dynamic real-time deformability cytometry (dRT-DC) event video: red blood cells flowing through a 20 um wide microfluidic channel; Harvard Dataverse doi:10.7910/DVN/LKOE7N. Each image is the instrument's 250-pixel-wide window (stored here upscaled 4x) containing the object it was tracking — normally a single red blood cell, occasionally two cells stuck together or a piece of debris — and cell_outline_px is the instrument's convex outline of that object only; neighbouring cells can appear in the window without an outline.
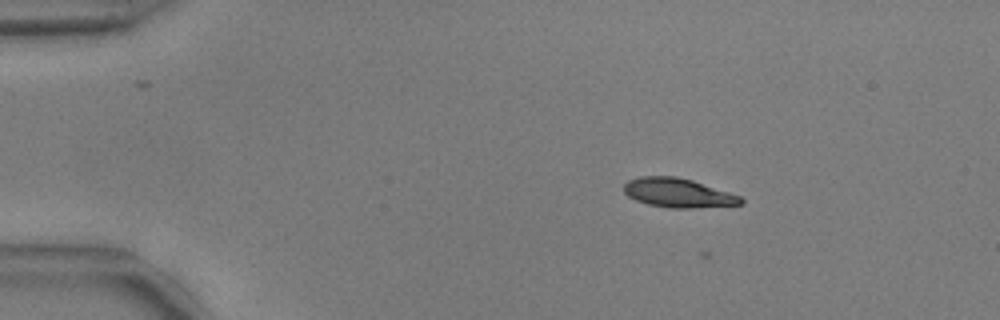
{"species": "common noctule bat (a hibernating species)", "species_latin": "Nyctalus noctula", "temperature_condition": "warm", "stored_images_in_passage": 8, "camera_frame_rate_fps": 3000, "um_per_image_px": 0.085, "animal": {"sex": "male", "body_mass_g": 17.9, "forearm_length_mm": 54.2}, "frame": {"image": 1, "passage_image": 2, "time_ms": 0.333, "image_size_px": [1000, 320], "cell_outline_px": [[744, 204], [696, 208], [668, 208], [648, 204], [636, 200], [628, 196], [624, 192], [624, 184], [628, 180], [640, 176], [676, 176], [692, 180], [740, 196], [744, 200]], "centroid_in_image_um": [57.63, 16.4], "position_along_channel_um": 27.4, "area_um2": 19.88}}